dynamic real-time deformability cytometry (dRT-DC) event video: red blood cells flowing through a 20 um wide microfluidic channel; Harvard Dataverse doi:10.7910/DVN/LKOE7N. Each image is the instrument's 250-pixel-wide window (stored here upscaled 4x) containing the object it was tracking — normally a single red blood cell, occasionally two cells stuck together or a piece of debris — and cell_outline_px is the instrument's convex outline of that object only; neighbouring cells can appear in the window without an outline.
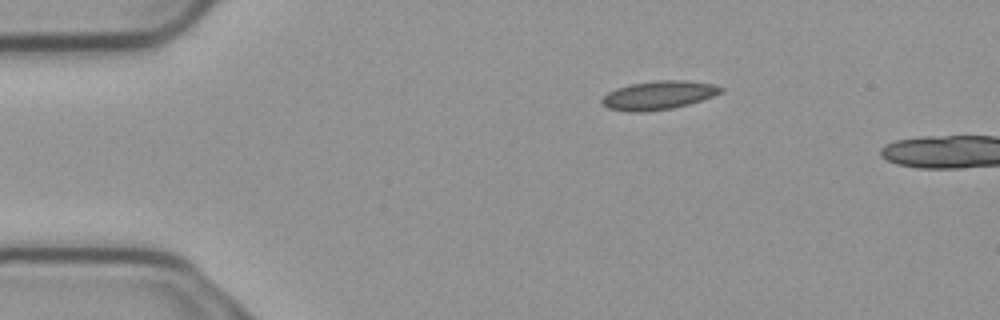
{"species": "common noctule bat (a hibernating species)", "species_latin": "Nyctalus noctula", "temperature_condition": "cold", "stored_images_in_passage": 4, "camera_frame_rate_fps": 3000, "um_per_image_px": 0.085, "animal": {"sex": "male", "body_mass_g": 23.1, "forearm_length_mm": 52.7}, "frame": {"image": 1, "passage_image": 1, "time_ms": 0.0, "image_size_px": [1000, 320], "cell_outline_px": [[724, 92], [688, 104], [672, 108], [644, 112], [632, 112], [608, 108], [600, 100], [608, 92], [616, 88], [628, 84], [656, 80], [684, 80], [712, 84], [724, 88]], "centroid_in_image_um": [55.96, 8.08], "position_along_channel_um": 29.0, "area_um2": 19.77}}